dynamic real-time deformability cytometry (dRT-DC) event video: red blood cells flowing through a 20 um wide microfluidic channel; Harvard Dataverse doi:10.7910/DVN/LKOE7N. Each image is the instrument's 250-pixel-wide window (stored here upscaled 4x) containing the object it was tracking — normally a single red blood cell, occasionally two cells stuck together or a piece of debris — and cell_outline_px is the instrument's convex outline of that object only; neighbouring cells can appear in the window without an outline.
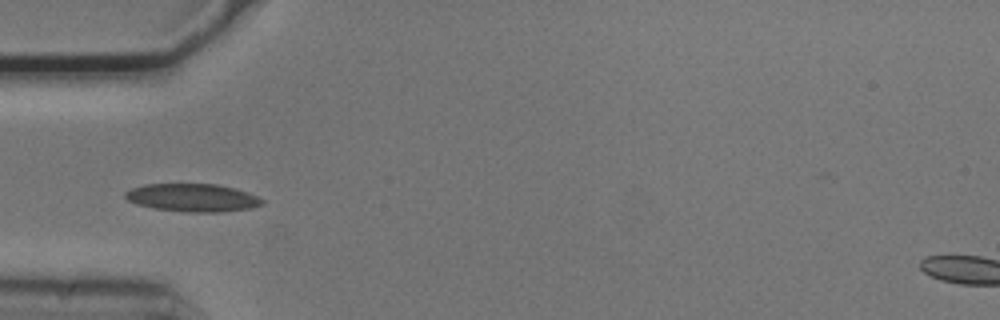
{"species": "common noctule bat (a hibernating species)", "species_latin": "Nyctalus noctula", "temperature_condition": "cold", "stored_images_in_passage": 18, "camera_frame_rate_fps": 3000, "um_per_image_px": 0.085, "animal": {"sex": "male", "body_mass_g": 20.5, "forearm_length_mm": 52.5}, "frame": {"image": 1, "passage_image": 16, "time_ms": 5.0, "image_size_px": [1000, 320], "cell_outline_px": [[264, 204], [252, 208], [220, 212], [188, 212], [152, 208], [136, 204], [128, 200], [124, 196], [124, 192], [132, 188], [144, 184], [216, 184], [248, 192], [264, 200]], "centroid_in_image_um": [16.36, 16.81], "position_along_channel_um": 68.6, "area_um2": 22.31}}